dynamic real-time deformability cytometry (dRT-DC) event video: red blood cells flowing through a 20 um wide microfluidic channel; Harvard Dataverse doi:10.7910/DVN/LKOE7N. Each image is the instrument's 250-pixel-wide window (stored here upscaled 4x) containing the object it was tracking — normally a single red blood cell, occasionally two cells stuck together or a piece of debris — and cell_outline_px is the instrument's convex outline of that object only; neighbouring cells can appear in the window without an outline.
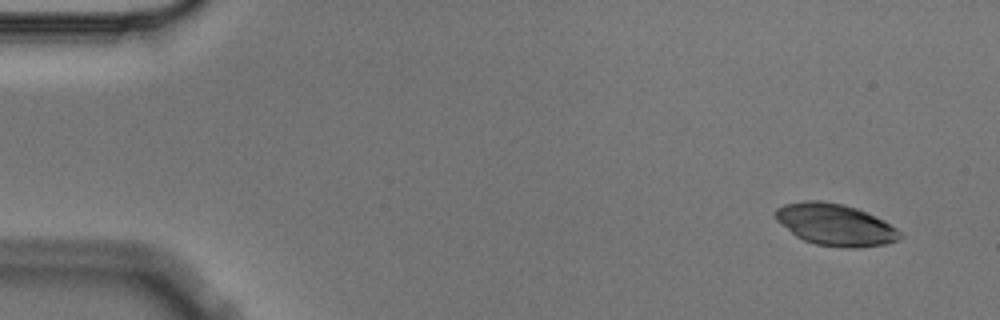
{"species": "Egyptian fruit bat (a non-hibernating species)", "species_latin": "Rousettus aegyptiacus", "temperature_condition": "cold", "stored_images_in_passage": 9, "camera_frame_rate_fps": 3000, "um_per_image_px": 0.085, "animal": {"sex": "male"}, "frame": {"image": 1, "passage_image": 1, "time_ms": 0.0, "image_size_px": [1000, 320], "cell_outline_px": [[904, 236], [900, 240], [884, 244], [856, 248], [840, 248], [816, 244], [804, 240], [796, 236], [776, 220], [772, 212], [776, 208], [784, 204], [804, 200], [820, 200], [844, 204], [856, 208], [896, 228]], "centroid_in_image_um": [70.95, 19.1], "position_along_channel_um": 14.1, "area_um2": 30.29}}
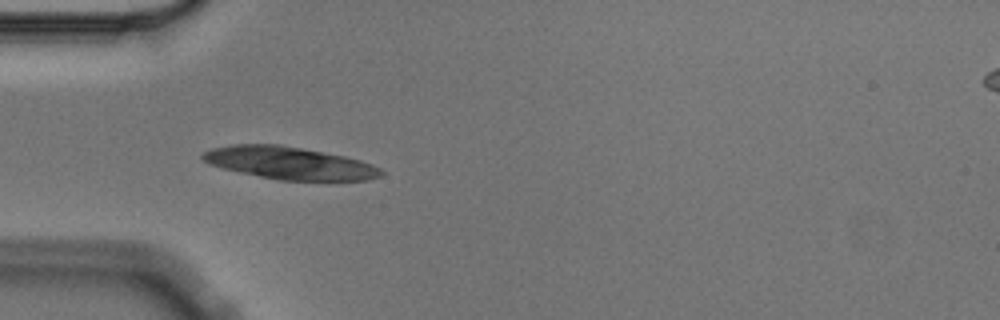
{"frame": {"image": 2, "passage_image": 4, "time_ms": 1.0, "image_size_px": [1000, 320], "cell_outline_px": [[384, 172], [380, 176], [368, 180], [280, 180], [240, 172], [208, 164], [200, 156], [204, 152], [212, 148], [232, 144], [276, 144], [300, 148], [344, 156], [360, 160], [372, 164], [380, 168]], "centroid_in_image_um": [24.6, 13.86], "position_along_channel_um": 60.4, "area_um2": 33.41}}